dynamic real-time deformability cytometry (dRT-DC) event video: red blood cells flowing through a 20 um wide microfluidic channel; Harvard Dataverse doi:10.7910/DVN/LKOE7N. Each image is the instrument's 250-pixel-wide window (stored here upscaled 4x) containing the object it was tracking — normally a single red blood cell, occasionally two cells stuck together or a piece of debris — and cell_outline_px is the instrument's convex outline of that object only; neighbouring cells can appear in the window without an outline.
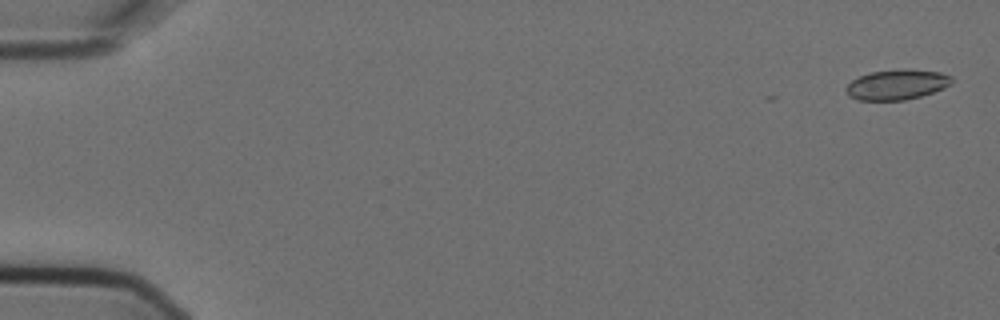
{"species": "Egyptian fruit bat (a non-hibernating species)", "species_latin": "Rousettus aegyptiacus", "temperature_condition": "cold", "stored_images_in_passage": 6, "camera_frame_rate_fps": 3000, "um_per_image_px": 0.085, "animal": {"sex": "female"}, "frame": {"image": 1, "passage_image": 1, "time_ms": 0.0, "image_size_px": [1000, 320], "cell_outline_px": [[952, 80], [944, 88], [920, 96], [904, 100], [856, 100], [848, 96], [844, 88], [852, 80], [860, 76], [872, 72], [904, 68], [940, 72], [952, 76]], "centroid_in_image_um": [76.2, 7.19], "position_along_channel_um": 8.8, "area_um2": 18.55}}
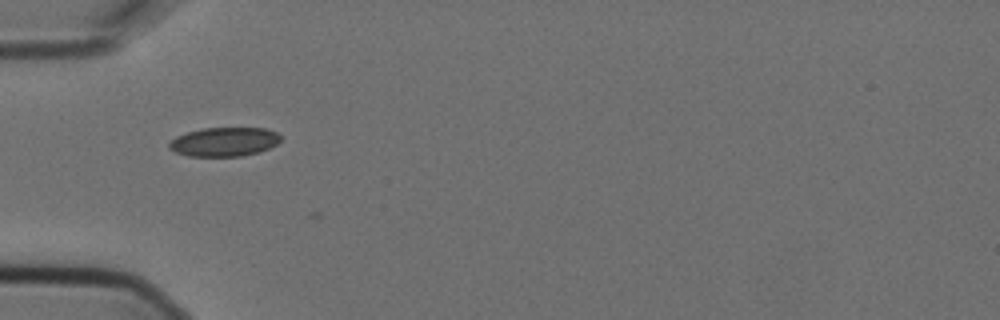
{"frame": {"image": 2, "passage_image": 5, "time_ms": 1.333, "image_size_px": [1000, 320], "cell_outline_px": [[280, 140], [276, 144], [260, 152], [240, 156], [188, 156], [176, 152], [168, 148], [168, 144], [176, 136], [188, 132], [204, 128], [264, 128], [276, 132], [280, 136]], "centroid_in_image_um": [19.05, 12.05], "position_along_channel_um": 66.0, "area_um2": 18.73}}
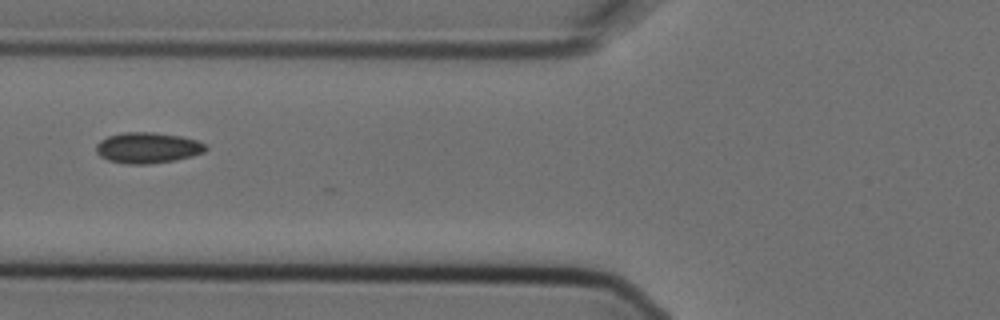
{"frame": {"image": 3, "passage_image": 6, "time_ms": 1.667, "image_size_px": [1000, 320], "cell_outline_px": [[208, 148], [204, 152], [192, 156], [176, 160], [148, 164], [128, 164], [108, 160], [100, 156], [96, 152], [96, 144], [100, 140], [108, 136], [120, 132], [152, 132], [180, 136], [196, 140], [208, 144]], "centroid_in_image_um": [12.56, 12.56], "position_along_channel_um": 113.2, "area_um2": 19.83}}